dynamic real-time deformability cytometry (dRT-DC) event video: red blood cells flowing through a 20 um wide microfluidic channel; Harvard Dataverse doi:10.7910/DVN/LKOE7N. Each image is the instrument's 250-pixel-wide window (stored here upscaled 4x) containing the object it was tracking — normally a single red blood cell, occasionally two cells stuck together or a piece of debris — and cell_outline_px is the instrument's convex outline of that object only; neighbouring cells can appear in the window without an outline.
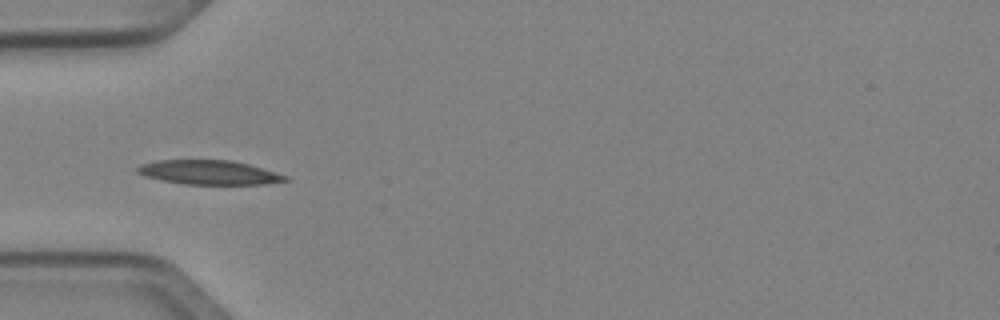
{"species": "Egyptian fruit bat (a non-hibernating species)", "species_latin": "Rousettus aegyptiacus", "temperature_condition": "cold", "stored_images_in_passage": 27, "camera_frame_rate_fps": 3000, "um_per_image_px": 0.085, "animal": {"sex": "female"}, "frame": {"image": 1, "passage_image": 1, "time_ms": 0.0, "image_size_px": [1000, 320], "cell_outline_px": [[292, 180], [264, 184], [184, 184], [160, 180], [144, 176], [136, 172], [136, 168], [140, 164], [156, 160], [232, 160], [248, 164], [288, 176]], "centroid_in_image_um": [17.74, 14.65], "position_along_channel_um": 67.3, "area_um2": 20.98}}
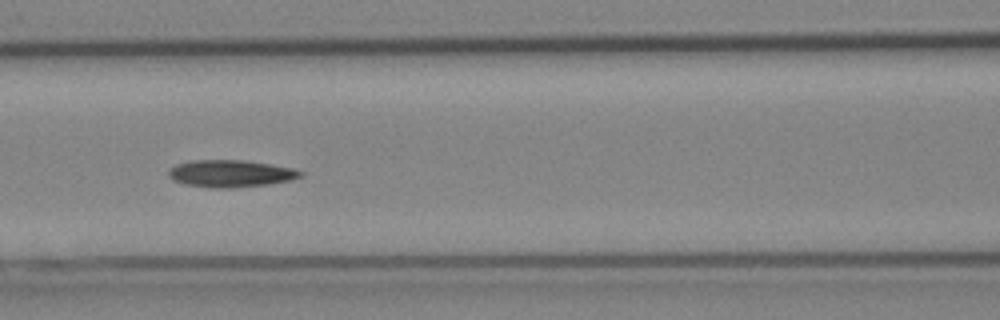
{"frame": {"image": 2, "passage_image": 7, "time_ms": 2.0, "image_size_px": [1000, 320], "cell_outline_px": [[304, 176], [292, 180], [268, 184], [232, 188], [212, 188], [184, 184], [172, 180], [168, 176], [168, 168], [176, 164], [192, 160], [240, 160], [268, 164], [292, 168], [304, 172]], "centroid_in_image_um": [19.57, 14.76], "position_along_channel_um": 147.0, "area_um2": 20.98}}
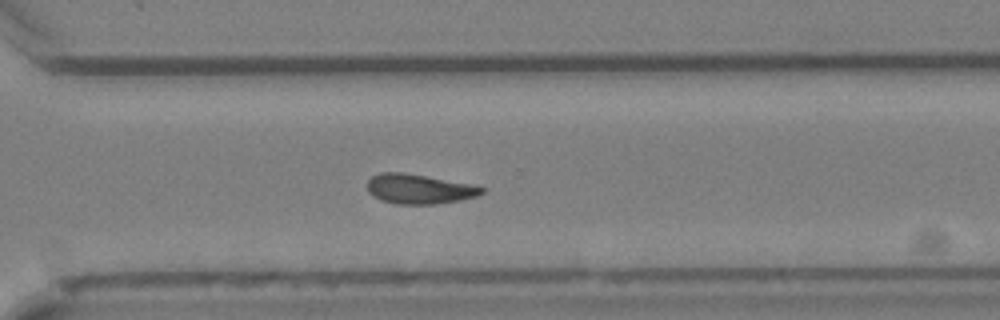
{"frame": {"image": 3, "passage_image": 21, "time_ms": 6.667, "image_size_px": [1000, 320], "cell_outline_px": [[488, 188], [484, 192], [476, 196], [460, 200], [436, 204], [396, 204], [380, 200], [372, 196], [368, 192], [368, 180], [372, 176], [380, 172], [404, 172], [468, 184]], "centroid_in_image_um": [35.59, 16.07], "position_along_channel_um": 335.0, "area_um2": 19.77}}